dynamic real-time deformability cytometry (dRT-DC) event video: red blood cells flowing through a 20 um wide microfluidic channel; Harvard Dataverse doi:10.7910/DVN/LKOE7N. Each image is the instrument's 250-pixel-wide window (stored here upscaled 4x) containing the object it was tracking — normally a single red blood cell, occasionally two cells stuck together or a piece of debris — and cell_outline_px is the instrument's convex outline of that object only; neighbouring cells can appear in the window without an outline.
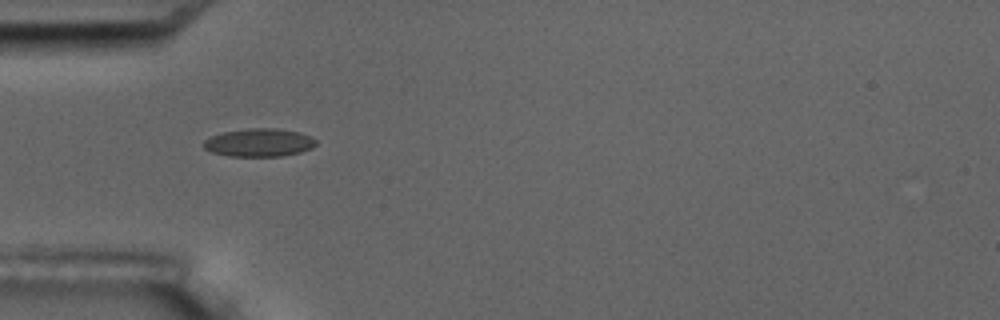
{"species": "common noctule bat (a hibernating species)", "species_latin": "Nyctalus noctula", "temperature_condition": "room temperature", "stored_images_in_passage": 2, "camera_frame_rate_fps": 3000, "um_per_image_px": 0.085, "animal": {"sex": "male", "body_mass_g": 17.5, "forearm_length_mm": 52.3}, "frame": {"image": 1, "passage_image": 1, "time_ms": 0.0, "image_size_px": [1000, 320], "cell_outline_px": [[316, 144], [312, 148], [300, 152], [280, 156], [228, 156], [212, 152], [204, 148], [204, 140], [212, 136], [224, 132], [248, 128], [276, 128], [300, 132], [316, 140]], "centroid_in_image_um": [22.03, 12.12], "position_along_channel_um": 63.0, "area_um2": 18.26}}